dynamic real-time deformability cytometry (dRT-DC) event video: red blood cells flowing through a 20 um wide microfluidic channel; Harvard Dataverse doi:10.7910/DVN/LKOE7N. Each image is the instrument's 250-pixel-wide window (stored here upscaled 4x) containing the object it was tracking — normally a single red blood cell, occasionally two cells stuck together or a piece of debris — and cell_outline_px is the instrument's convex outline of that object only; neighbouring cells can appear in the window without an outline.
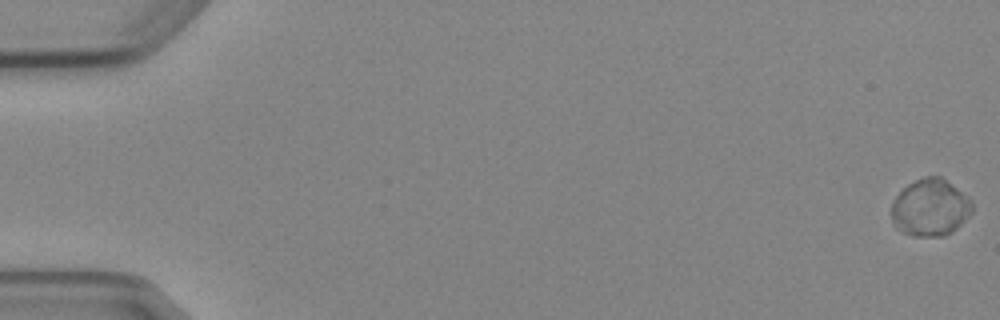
{"species": "Egyptian fruit bat (a non-hibernating species)", "species_latin": "Rousettus aegyptiacus", "temperature_condition": "cold", "stored_images_in_passage": 4, "camera_frame_rate_fps": 3000, "um_per_image_px": 0.085, "animal": {"sex": "female"}, "frame": {"image": 1, "passage_image": 1, "time_ms": 0.0, "image_size_px": [1000, 320], "cell_outline_px": [[972, 212], [952, 232], [944, 236], [916, 236], [900, 232], [896, 228], [892, 220], [892, 204], [896, 196], [908, 184], [924, 176], [940, 176], [960, 192], [972, 204]], "centroid_in_image_um": [79.03, 17.67], "position_along_channel_um": 6.0, "area_um2": 26.36}}